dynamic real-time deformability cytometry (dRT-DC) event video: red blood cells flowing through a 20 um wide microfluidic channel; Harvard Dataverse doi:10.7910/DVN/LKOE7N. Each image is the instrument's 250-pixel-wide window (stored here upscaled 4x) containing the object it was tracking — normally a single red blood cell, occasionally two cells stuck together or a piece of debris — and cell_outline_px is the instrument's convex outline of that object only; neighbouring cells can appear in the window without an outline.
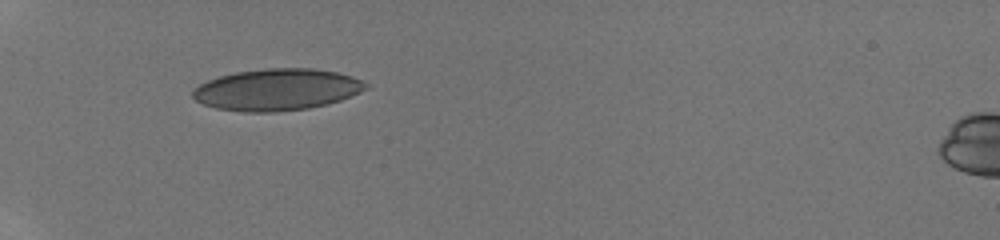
{"species": "human", "species_latin": "Homo sapiens", "temperature_condition": "room temperature", "stored_images_in_passage": 13, "camera_frame_rate_fps": 3000, "um_per_image_px": 0.085, "donor": {"sex": "male"}, "frame": {"image": 1, "passage_image": 1, "time_ms": 0.0, "image_size_px": [1000, 240], "cell_outline_px": [[368, 88], [360, 92], [340, 100], [328, 104], [308, 108], [276, 112], [244, 112], [216, 108], [204, 104], [196, 100], [192, 96], [192, 92], [200, 84], [208, 80], [220, 76], [236, 72], [264, 68], [312, 68], [336, 72], [352, 76], [364, 80], [368, 84]], "centroid_in_image_um": [23.56, 7.61], "position_along_channel_um": 61.4, "area_um2": 42.02}}
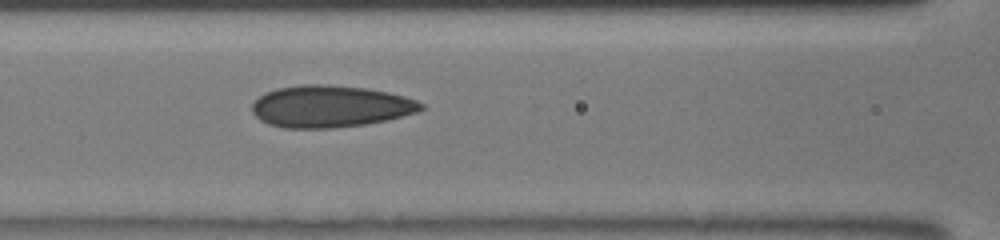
{"frame": {"image": 2, "passage_image": 7, "time_ms": 2.333, "image_size_px": [1000, 240], "cell_outline_px": [[424, 108], [416, 112], [388, 120], [364, 124], [336, 128], [284, 128], [268, 124], [260, 120], [252, 112], [252, 104], [264, 92], [280, 88], [300, 84], [320, 84], [364, 88], [388, 92], [404, 96], [416, 100], [424, 104]], "centroid_in_image_um": [28.06, 9.05], "position_along_channel_um": 138.5, "area_um2": 41.21}}
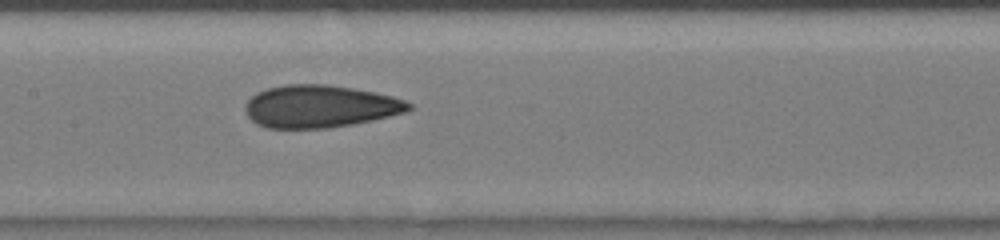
{"frame": {"image": 3, "passage_image": 12, "time_ms": 3.333, "image_size_px": [1000, 240], "cell_outline_px": [[412, 108], [404, 112], [372, 120], [352, 124], [328, 128], [268, 128], [256, 124], [248, 116], [244, 108], [244, 104], [256, 92], [268, 88], [288, 84], [328, 84], [352, 88], [392, 96], [404, 100], [412, 104]], "centroid_in_image_um": [27.16, 9.04], "position_along_channel_um": 180.2, "area_um2": 40.34}}